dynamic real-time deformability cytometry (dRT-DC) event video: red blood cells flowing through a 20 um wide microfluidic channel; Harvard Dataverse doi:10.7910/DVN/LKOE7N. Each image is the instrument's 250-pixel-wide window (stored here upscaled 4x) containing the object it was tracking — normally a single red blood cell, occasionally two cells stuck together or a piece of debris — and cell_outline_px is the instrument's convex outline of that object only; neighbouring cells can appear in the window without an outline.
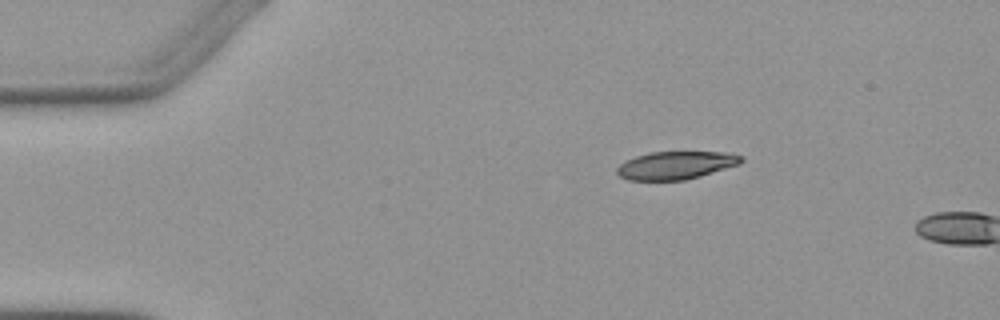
{"species": "Egyptian fruit bat (a non-hibernating species)", "species_latin": "Rousettus aegyptiacus", "temperature_condition": "warm", "stored_images_in_passage": 2, "camera_frame_rate_fps": 3000, "um_per_image_px": 0.085, "animal": {"sex": "female"}, "frame": {"image": 1, "passage_image": 1, "time_ms": 0.0, "image_size_px": [1000, 320], "cell_outline_px": [[744, 160], [740, 164], [700, 176], [684, 180], [628, 180], [620, 176], [616, 172], [616, 168], [620, 164], [636, 156], [652, 152], [724, 152], [744, 156]], "centroid_in_image_um": [57.47, 14.05], "position_along_channel_um": 27.5, "area_um2": 20.11}}